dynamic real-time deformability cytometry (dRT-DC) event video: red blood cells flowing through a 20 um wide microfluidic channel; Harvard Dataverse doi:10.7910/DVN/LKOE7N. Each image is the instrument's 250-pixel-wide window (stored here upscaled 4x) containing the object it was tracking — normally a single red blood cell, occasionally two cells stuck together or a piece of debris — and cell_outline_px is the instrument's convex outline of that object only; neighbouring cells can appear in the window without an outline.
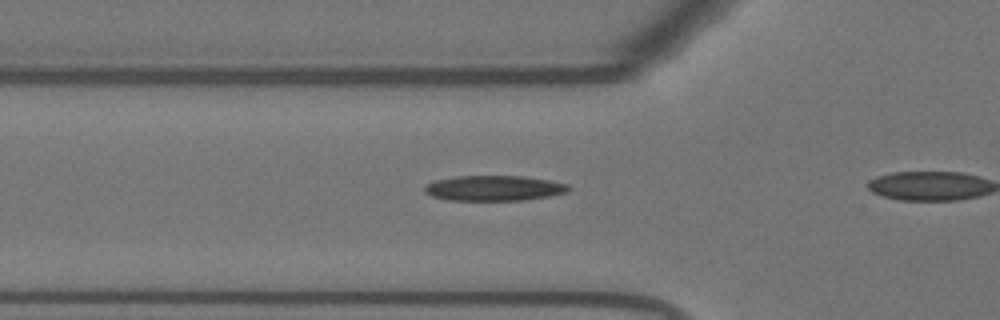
{"species": "Egyptian fruit bat (a non-hibernating species)", "species_latin": "Rousettus aegyptiacus", "temperature_condition": "warm", "stored_images_in_passage": 15, "camera_frame_rate_fps": 3000, "um_per_image_px": 0.085, "animal": {"sex": "female"}, "frame": {"image": 1, "passage_image": 7, "time_ms": 2.0, "image_size_px": [1000, 320], "cell_outline_px": [[572, 188], [568, 192], [548, 196], [524, 200], [448, 200], [432, 196], [424, 192], [424, 184], [436, 180], [456, 176], [524, 176], [548, 180], [568, 184]], "centroid_in_image_um": [41.98, 15.99], "position_along_channel_um": 83.8, "area_um2": 21.27}}
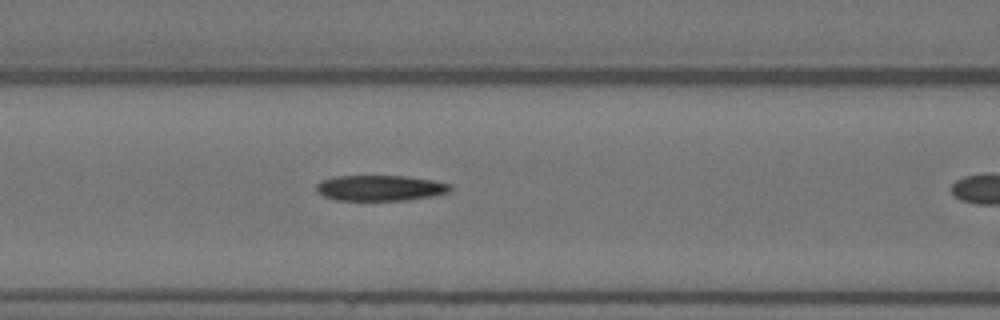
{"frame": {"image": 2, "passage_image": 11, "time_ms": 3.333, "image_size_px": [1000, 320], "cell_outline_px": [[452, 192], [436, 196], [408, 200], [336, 200], [324, 196], [316, 192], [316, 184], [320, 180], [332, 176], [408, 176], [432, 180], [452, 184]], "centroid_in_image_um": [32.35, 15.98], "position_along_channel_um": 134.3, "area_um2": 20.4}}